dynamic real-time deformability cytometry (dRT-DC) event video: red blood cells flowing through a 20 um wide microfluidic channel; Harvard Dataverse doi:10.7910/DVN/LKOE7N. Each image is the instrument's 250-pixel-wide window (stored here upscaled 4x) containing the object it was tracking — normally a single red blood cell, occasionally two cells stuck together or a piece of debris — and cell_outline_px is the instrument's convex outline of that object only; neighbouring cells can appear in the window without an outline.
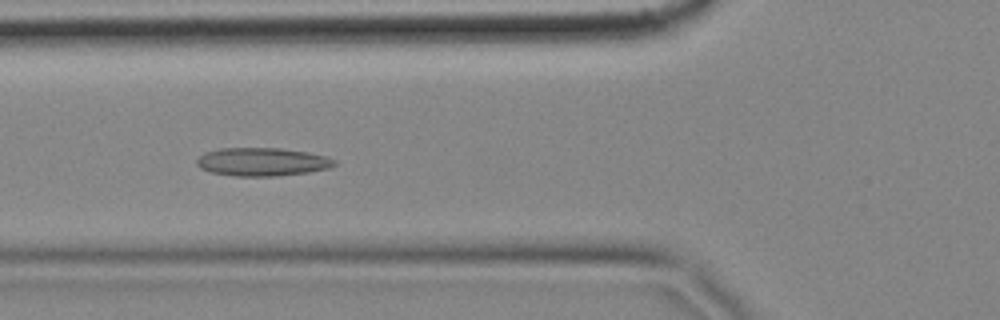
{"species": "common noctule bat (a hibernating species)", "species_latin": "Nyctalus noctula", "temperature_condition": "cold", "stored_images_in_passage": 24, "camera_frame_rate_fps": 3000, "um_per_image_px": 0.085, "animal": {"sex": "female", "body_mass_g": 18.4}, "frame": {"image": 1, "passage_image": 11, "time_ms": 3.333, "image_size_px": [1000, 320], "cell_outline_px": [[336, 164], [328, 168], [308, 172], [276, 176], [236, 176], [212, 172], [200, 168], [196, 164], [196, 160], [204, 152], [220, 148], [280, 148], [308, 152], [328, 156], [336, 160]], "centroid_in_image_um": [22.29, 13.75], "position_along_channel_um": 103.5, "area_um2": 22.72}}
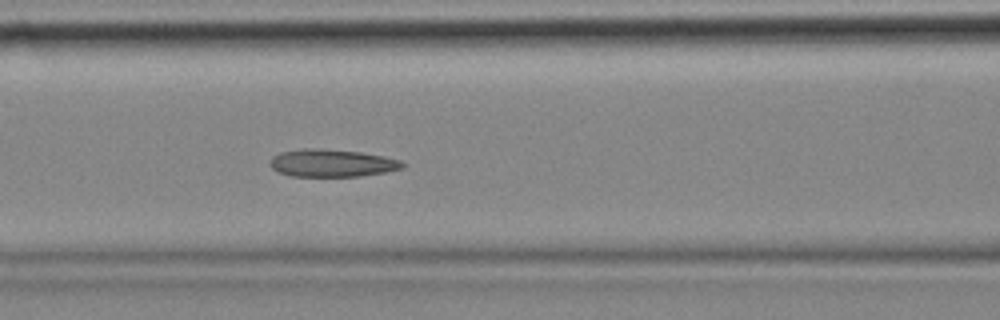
{"frame": {"image": 2, "passage_image": 14, "time_ms": 4.333, "image_size_px": [1000, 320], "cell_outline_px": [[404, 168], [384, 172], [360, 176], [288, 176], [272, 168], [268, 164], [272, 156], [280, 152], [304, 148], [316, 148], [360, 152], [384, 156], [400, 160], [404, 164]], "centroid_in_image_um": [28.18, 13.86], "position_along_channel_um": 138.4, "area_um2": 21.27}}